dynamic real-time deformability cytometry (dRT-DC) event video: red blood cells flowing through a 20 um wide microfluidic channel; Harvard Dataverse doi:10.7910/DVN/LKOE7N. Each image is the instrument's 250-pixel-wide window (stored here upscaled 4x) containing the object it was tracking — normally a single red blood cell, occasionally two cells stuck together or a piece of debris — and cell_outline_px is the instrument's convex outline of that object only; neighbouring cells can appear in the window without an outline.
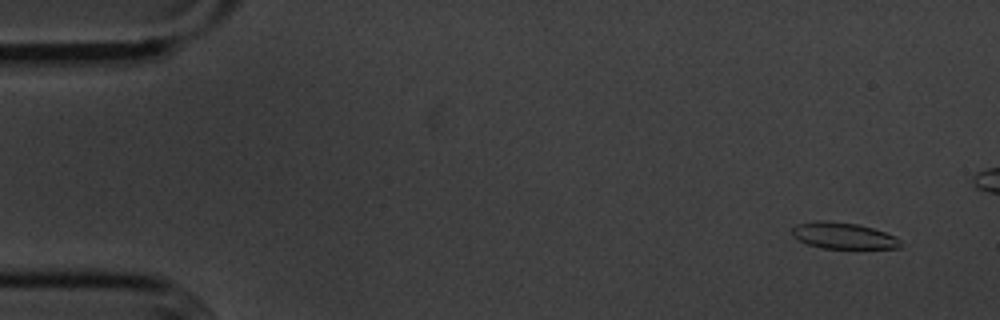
{"species": "common noctule bat (a hibernating species)", "species_latin": "Nyctalus noctula", "temperature_condition": "cold", "stored_images_in_passage": 57, "camera_frame_rate_fps": 3000, "um_per_image_px": 0.085, "animal": {"sex": "male", "body_mass_g": 20.1, "forearm_length_mm": 53.5}, "frame": {"image": 1, "passage_image": 4, "time_ms": 1.0, "image_size_px": [1000, 320], "cell_outline_px": [[900, 248], [820, 248], [808, 244], [792, 236], [792, 228], [796, 224], [816, 220], [828, 220], [856, 224], [872, 228], [896, 236], [900, 240]], "centroid_in_image_um": [71.65, 20.02], "position_along_channel_um": 13.4, "area_um2": 16.59}}
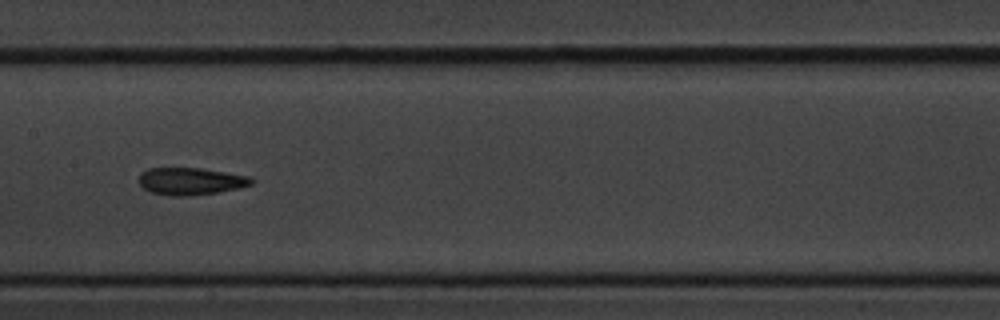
{"frame": {"image": 2, "passage_image": 28, "time_ms": 9.0, "image_size_px": [1000, 320], "cell_outline_px": [[256, 180], [252, 184], [240, 188], [220, 192], [188, 196], [172, 196], [152, 192], [144, 188], [140, 184], [140, 172], [148, 168], [200, 168], [248, 176]], "centroid_in_image_um": [16.23, 15.41], "position_along_channel_um": 191.2, "area_um2": 17.86}}
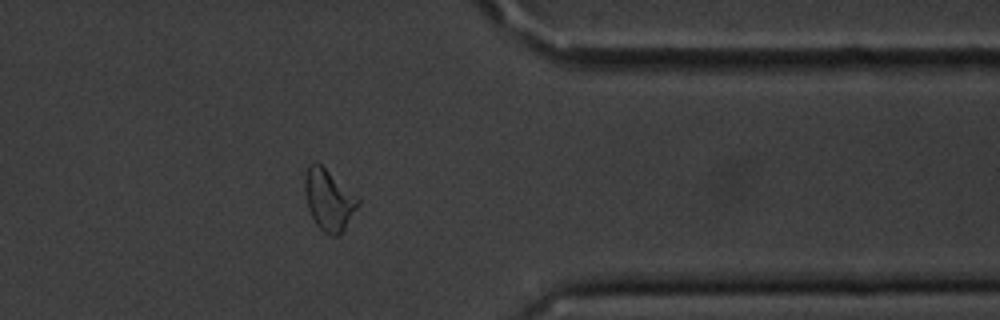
{"frame": {"image": 3, "passage_image": 45, "time_ms": 14.667, "image_size_px": [1000, 320], "cell_outline_px": [[360, 204], [344, 228], [336, 236], [332, 236], [324, 232], [316, 224], [308, 208], [304, 188], [304, 176], [312, 160], [316, 160], [360, 200]], "centroid_in_image_um": [27.92, 16.97], "position_along_channel_um": 383.5, "area_um2": 18.55}, "authors_computed_cell_mechanics": {"area_um2": 17.8024, "velocity_mm_per_s": 3.6068, "shape_relaxation_time_tau1_ms": 8.6659, "shape_relaxation_time_tau2_ms": 4.1916, "deformation_change_tau1": 0.1856, "deformation_change_tau2": 0.1028}}